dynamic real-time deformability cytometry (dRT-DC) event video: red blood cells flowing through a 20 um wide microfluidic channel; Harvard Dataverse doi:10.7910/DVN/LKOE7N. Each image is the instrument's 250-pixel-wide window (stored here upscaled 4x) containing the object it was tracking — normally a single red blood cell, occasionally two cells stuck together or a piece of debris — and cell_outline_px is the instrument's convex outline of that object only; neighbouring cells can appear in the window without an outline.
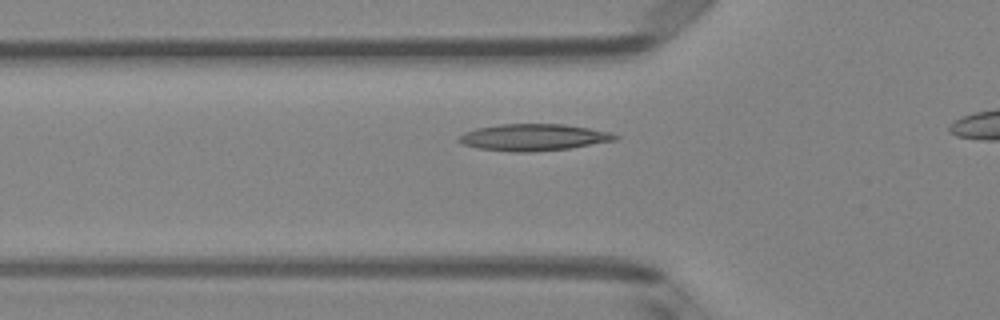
{"species": "Egyptian fruit bat (a non-hibernating species)", "species_latin": "Rousettus aegyptiacus", "temperature_condition": "room temperature", "stored_images_in_passage": 35, "camera_frame_rate_fps": 3000, "um_per_image_px": 0.085, "animal": {"sex": "female"}, "frame": {"image": 1, "passage_image": 11, "time_ms": 3.333, "image_size_px": [1000, 320], "cell_outline_px": [[620, 136], [616, 140], [572, 148], [532, 152], [512, 152], [480, 148], [464, 144], [456, 140], [464, 132], [476, 128], [500, 124], [564, 124], [588, 128], [608, 132]], "centroid_in_image_um": [45.35, 11.67], "position_along_channel_um": 80.4, "area_um2": 24.28}}
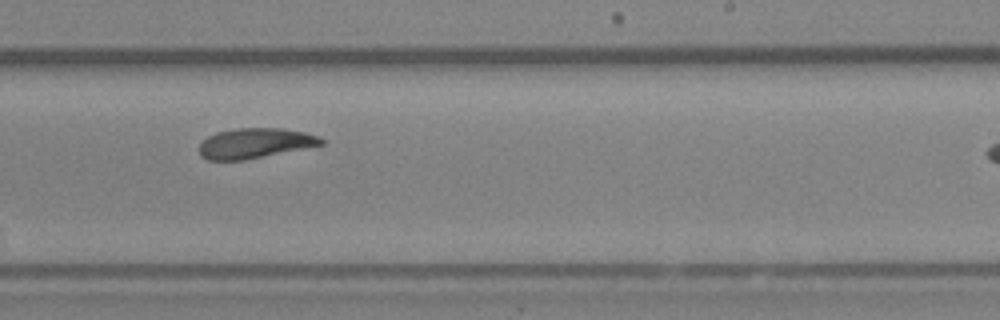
{"frame": {"image": 2, "passage_image": 25, "time_ms": 8.0, "image_size_px": [1000, 320], "cell_outline_px": [[324, 144], [244, 160], [208, 160], [200, 156], [200, 144], [208, 136], [216, 132], [236, 128], [280, 128], [304, 132], [320, 136], [324, 140]], "centroid_in_image_um": [21.66, 12.17], "position_along_channel_um": 267.3, "area_um2": 21.27}}
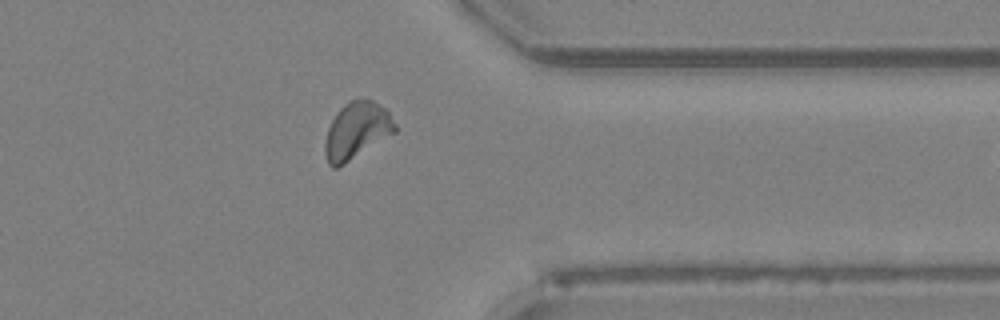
{"frame": {"image": 3, "passage_image": 34, "time_ms": 11.0, "image_size_px": [1000, 320], "cell_outline_px": [[396, 132], [344, 164], [336, 168], [332, 168], [328, 164], [324, 152], [324, 144], [328, 128], [332, 120], [340, 108], [344, 104], [352, 100], [372, 100], [384, 108], [388, 112], [396, 124]], "centroid_in_image_um": [30.3, 11.13], "position_along_channel_um": 381.1, "area_um2": 22.89}}